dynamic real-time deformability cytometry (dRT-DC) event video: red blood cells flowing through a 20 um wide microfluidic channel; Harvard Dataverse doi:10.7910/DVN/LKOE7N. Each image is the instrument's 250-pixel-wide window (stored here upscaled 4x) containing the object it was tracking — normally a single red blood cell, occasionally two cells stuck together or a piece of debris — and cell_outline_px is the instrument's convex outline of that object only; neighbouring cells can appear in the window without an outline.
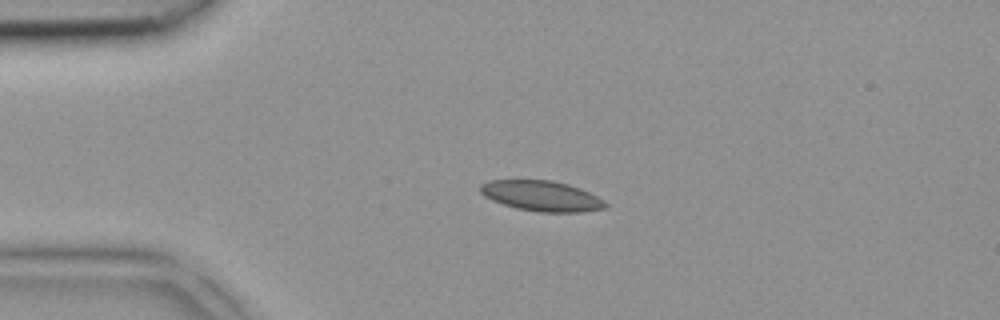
{"species": "common noctule bat (a hibernating species)", "species_latin": "Nyctalus noctula", "temperature_condition": "room temperature", "stored_images_in_passage": 2, "camera_frame_rate_fps": 3000, "um_per_image_px": 0.085, "animal": {"sex": "female", "body_mass_g": 18.4}, "frame": {"image": 1, "passage_image": 1, "time_ms": 0.0, "image_size_px": [1000, 320], "cell_outline_px": [[608, 208], [580, 212], [540, 212], [516, 208], [492, 200], [484, 196], [480, 192], [480, 184], [488, 180], [552, 180], [568, 184], [580, 188], [604, 200], [608, 204]], "centroid_in_image_um": [46.04, 16.65], "position_along_channel_um": 39.0, "area_um2": 22.2}}